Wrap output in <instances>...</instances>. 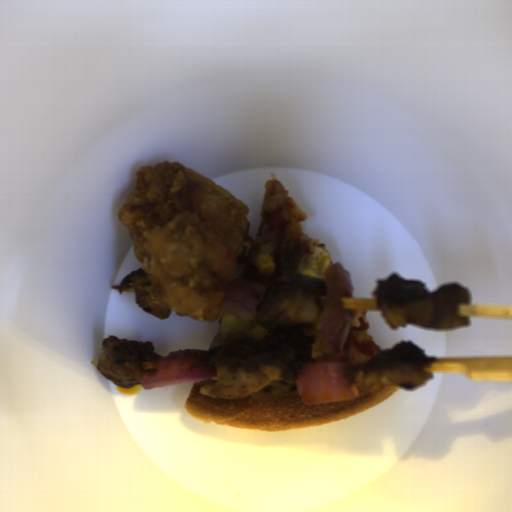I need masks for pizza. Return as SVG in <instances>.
Listing matches in <instances>:
<instances>
[{
    "label": "pizza",
    "mask_w": 512,
    "mask_h": 512,
    "mask_svg": "<svg viewBox=\"0 0 512 512\" xmlns=\"http://www.w3.org/2000/svg\"><path fill=\"white\" fill-rule=\"evenodd\" d=\"M214 379L192 382L184 408L189 416L210 424L245 431H284L321 425L358 415L378 406L399 387L388 385L368 392L352 384L353 399L329 404L301 402L296 380L274 381L236 398L200 393Z\"/></svg>",
    "instance_id": "pizza-1"
},
{
    "label": "pizza",
    "mask_w": 512,
    "mask_h": 512,
    "mask_svg": "<svg viewBox=\"0 0 512 512\" xmlns=\"http://www.w3.org/2000/svg\"><path fill=\"white\" fill-rule=\"evenodd\" d=\"M307 217L280 180L267 179L256 235L237 278L251 279L268 288L285 282L286 275L302 274L309 257L318 249L329 252V248L319 240L304 234L302 225ZM295 238L301 242L302 259L295 271L287 272L285 252L288 243ZM260 253L272 254L275 262L273 274L258 273L256 260Z\"/></svg>",
    "instance_id": "pizza-2"
},
{
    "label": "pizza",
    "mask_w": 512,
    "mask_h": 512,
    "mask_svg": "<svg viewBox=\"0 0 512 512\" xmlns=\"http://www.w3.org/2000/svg\"><path fill=\"white\" fill-rule=\"evenodd\" d=\"M276 360L299 367L306 361L323 356L324 345L312 324L289 328H269L265 340L256 341Z\"/></svg>",
    "instance_id": "pizza-3"
},
{
    "label": "pizza",
    "mask_w": 512,
    "mask_h": 512,
    "mask_svg": "<svg viewBox=\"0 0 512 512\" xmlns=\"http://www.w3.org/2000/svg\"><path fill=\"white\" fill-rule=\"evenodd\" d=\"M353 312L351 322L348 329V334H353L355 339H368L376 344L380 353L383 352L376 341L369 336L370 322L363 308L348 309Z\"/></svg>",
    "instance_id": "pizza-4"
},
{
    "label": "pizza",
    "mask_w": 512,
    "mask_h": 512,
    "mask_svg": "<svg viewBox=\"0 0 512 512\" xmlns=\"http://www.w3.org/2000/svg\"><path fill=\"white\" fill-rule=\"evenodd\" d=\"M224 314H221L220 318H219V321H218V324L216 326V329L214 331V334L212 336V339H211V342L209 344V347L207 349V351L213 349V348H216V347H219V346H222L224 344H227L231 341H234L236 339H239V338H246V335L245 333H241V332H227L225 330H223L220 326V322H221V319L223 317Z\"/></svg>",
    "instance_id": "pizza-5"
},
{
    "label": "pizza",
    "mask_w": 512,
    "mask_h": 512,
    "mask_svg": "<svg viewBox=\"0 0 512 512\" xmlns=\"http://www.w3.org/2000/svg\"><path fill=\"white\" fill-rule=\"evenodd\" d=\"M346 350V349H345ZM347 354H348V368L350 370V368L352 367H355L357 365H360L366 361H368L369 359H371L372 357H369L367 355H364L360 352H357L355 350H352V349H348L346 350Z\"/></svg>",
    "instance_id": "pizza-6"
},
{
    "label": "pizza",
    "mask_w": 512,
    "mask_h": 512,
    "mask_svg": "<svg viewBox=\"0 0 512 512\" xmlns=\"http://www.w3.org/2000/svg\"><path fill=\"white\" fill-rule=\"evenodd\" d=\"M327 295L318 294V300H319V306H320V312L322 311L325 302H326Z\"/></svg>",
    "instance_id": "pizza-7"
}]
</instances>
